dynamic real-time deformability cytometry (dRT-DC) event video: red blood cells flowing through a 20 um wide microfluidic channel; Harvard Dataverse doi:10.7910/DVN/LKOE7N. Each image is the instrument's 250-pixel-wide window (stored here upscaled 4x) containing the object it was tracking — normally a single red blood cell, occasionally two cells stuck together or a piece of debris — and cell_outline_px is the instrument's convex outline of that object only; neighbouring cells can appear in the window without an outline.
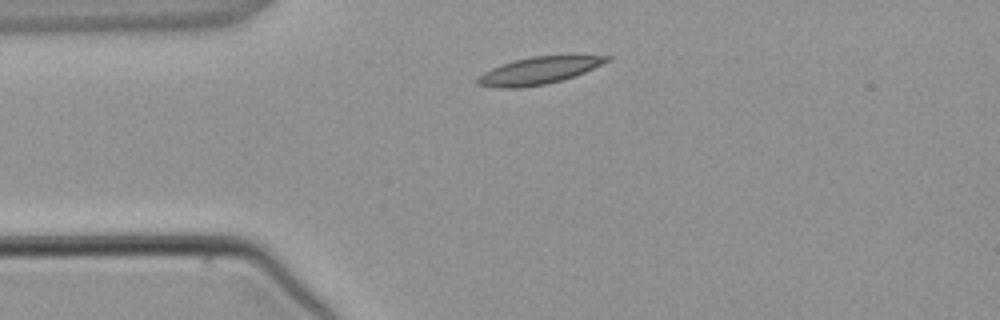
{"species": "common noctule bat (a hibernating species)", "species_latin": "Nyctalus noctula", "temperature_condition": "warm", "stored_images_in_passage": 2, "camera_frame_rate_fps": 3000, "um_per_image_px": 0.085, "animal": {"sex": "male", "body_mass_g": 21.5, "forearm_length_mm": 52.0}, "frame": {"image": 1, "passage_image": 2, "time_ms": 1.333, "image_size_px": [1000, 320], "cell_outline_px": [[612, 60], [584, 72], [548, 84], [520, 88], [500, 88], [476, 84], [476, 76], [492, 68], [516, 60], [532, 56], [612, 56]], "centroid_in_image_um": [45.76, 6.01], "position_along_channel_um": 39.2, "area_um2": 20.17}}